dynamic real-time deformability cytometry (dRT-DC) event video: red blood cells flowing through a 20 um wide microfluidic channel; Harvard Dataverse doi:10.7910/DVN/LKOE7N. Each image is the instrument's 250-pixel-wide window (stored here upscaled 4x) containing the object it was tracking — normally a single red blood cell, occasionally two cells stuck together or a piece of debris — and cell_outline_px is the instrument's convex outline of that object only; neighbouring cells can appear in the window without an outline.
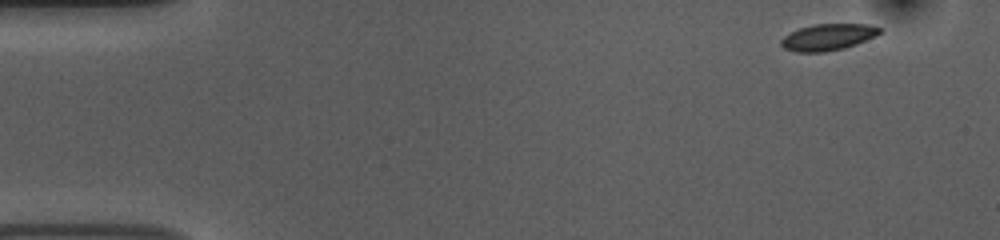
{"species": "common noctule bat (a hibernating species)", "species_latin": "Nyctalus noctula", "temperature_condition": "room temperature", "stored_images_in_passage": 50, "camera_frame_rate_fps": 3000, "um_per_image_px": 0.085, "animal": {"sex": "female", "body_mass_g": 10.0, "forearm_length_mm": 53.1}, "frame": {"image": 1, "passage_image": 1, "time_ms": 0.0, "image_size_px": [1000, 240], "cell_outline_px": [[880, 32], [876, 36], [856, 44], [844, 48], [824, 52], [796, 52], [784, 48], [780, 44], [780, 40], [784, 36], [800, 28], [812, 24], [868, 24], [880, 28]], "centroid_in_image_um": [70.36, 3.16], "position_along_channel_um": 14.6, "area_um2": 15.14}}
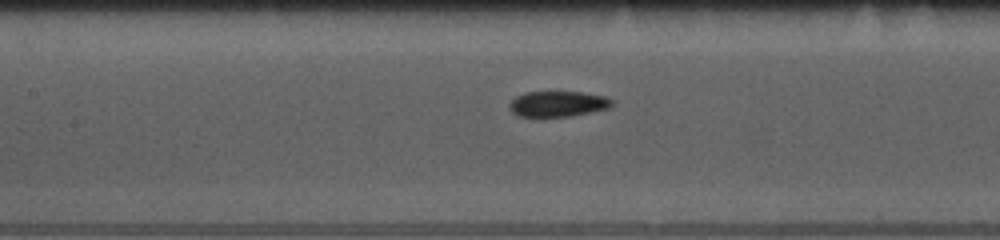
{"frame": {"image": 2, "passage_image": 21, "time_ms": 6.667, "image_size_px": [1000, 240], "cell_outline_px": [[612, 104], [608, 108], [572, 116], [520, 116], [512, 112], [508, 104], [516, 96], [524, 92], [580, 92], [604, 96], [612, 100]], "centroid_in_image_um": [47.39, 8.82], "position_along_channel_um": 160.0, "area_um2": 15.09}}
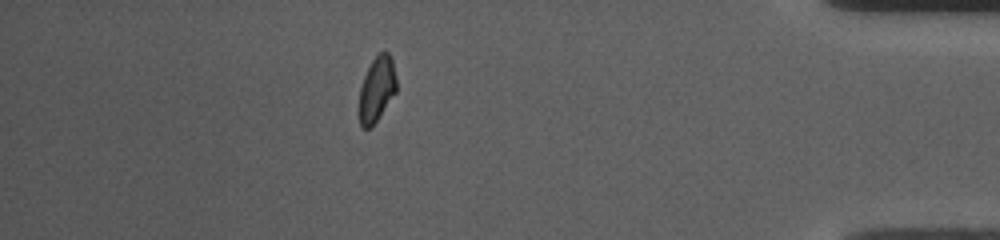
{"frame": {"image": 3, "passage_image": 44, "time_ms": 14.333, "image_size_px": [1000, 240], "cell_outline_px": [[396, 92], [372, 128], [364, 128], [360, 124], [360, 88], [364, 76], [372, 60], [380, 52], [388, 52], [392, 56], [396, 76]], "centroid_in_image_um": [32.05, 7.57], "position_along_channel_um": 403.1, "area_um2": 14.1}, "authors_computed_cell_mechanics": {"area_um2": 15.2592, "velocity_mm_per_s": 3.7461, "shape_relaxation_time_tau1_ms": 8.3692, "shape_relaxation_time_tau2_ms": 2.4372, "deformation_change_tau1": 0.154, "deformation_change_tau2": 0.0732}}